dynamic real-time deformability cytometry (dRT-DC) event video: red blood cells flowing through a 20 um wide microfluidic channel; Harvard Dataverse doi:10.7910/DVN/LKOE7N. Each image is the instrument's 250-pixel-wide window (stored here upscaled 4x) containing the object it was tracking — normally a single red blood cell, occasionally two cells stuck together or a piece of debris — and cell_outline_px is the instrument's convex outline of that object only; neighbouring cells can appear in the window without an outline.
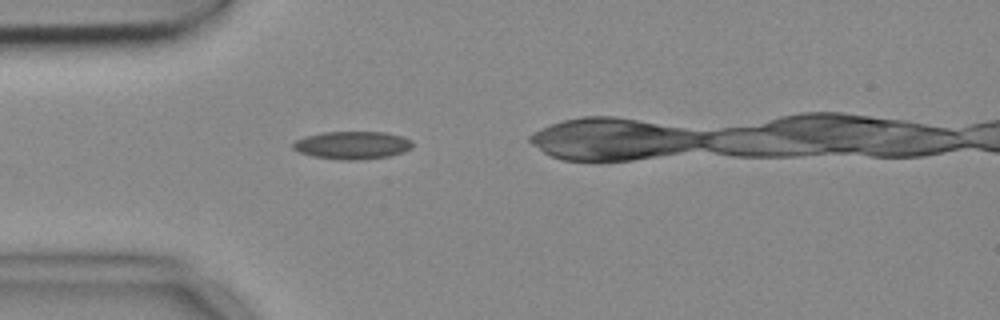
{"species": "common noctule bat (a hibernating species)", "species_latin": "Nyctalus noctula", "temperature_condition": "cold", "stored_images_in_passage": 4, "camera_frame_rate_fps": 3000, "um_per_image_px": 0.085, "animal": {"sex": "female", "body_mass_g": 18.4}, "frame": {"image": 1, "passage_image": 3, "time_ms": 0.667, "image_size_px": [1000, 320], "cell_outline_px": [[412, 148], [404, 152], [388, 156], [356, 160], [340, 160], [312, 156], [300, 152], [292, 148], [292, 144], [296, 140], [304, 136], [324, 132], [388, 132], [404, 136], [412, 140]], "centroid_in_image_um": [29.97, 12.33], "position_along_channel_um": 55.0, "area_um2": 19.54}}